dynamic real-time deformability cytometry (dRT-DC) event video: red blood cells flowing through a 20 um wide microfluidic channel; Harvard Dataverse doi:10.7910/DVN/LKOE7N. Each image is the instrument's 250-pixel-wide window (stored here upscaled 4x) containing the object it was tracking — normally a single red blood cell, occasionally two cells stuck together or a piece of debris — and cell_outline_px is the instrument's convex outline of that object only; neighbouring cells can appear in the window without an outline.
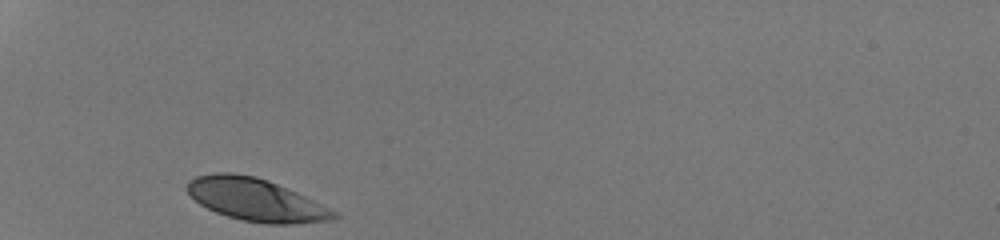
{"species": "human", "species_latin": "Homo sapiens", "temperature_condition": "room temperature", "stored_images_in_passage": 26, "camera_frame_rate_fps": 3000, "um_per_image_px": 0.085, "donor": {"sex": "male"}, "frame": {"image": 1, "passage_image": 1, "time_ms": 0.0, "image_size_px": [1000, 240], "cell_outline_px": [[340, 216], [336, 220], [292, 224], [268, 224], [244, 220], [228, 216], [216, 212], [200, 204], [184, 188], [188, 180], [196, 176], [212, 172], [232, 172], [256, 176], [268, 180], [296, 192], [340, 212]], "centroid_in_image_um": [21.77, 16.97], "position_along_channel_um": 63.2, "area_um2": 36.65}}
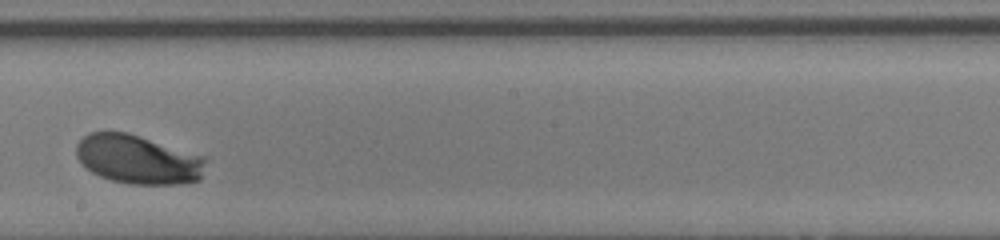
{"frame": {"image": 2, "passage_image": 15, "time_ms": 4.667, "image_size_px": [1000, 240], "cell_outline_px": [[208, 160], [200, 180], [180, 184], [132, 184], [112, 180], [100, 176], [92, 172], [76, 156], [76, 144], [88, 132], [128, 132], [208, 156]], "centroid_in_image_um": [11.8, 13.54], "position_along_channel_um": 236.4, "area_um2": 37.34}}
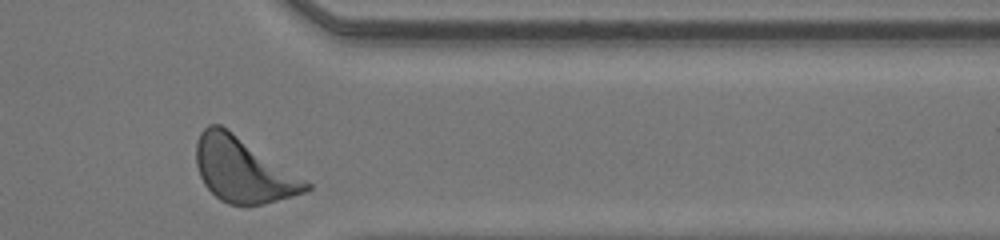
{"frame": {"image": 3, "passage_image": 26, "time_ms": 8.333, "image_size_px": [1000, 240], "cell_outline_px": [[312, 188], [308, 192], [264, 204], [228, 204], [220, 200], [204, 184], [200, 176], [196, 164], [196, 144], [200, 132], [208, 124], [220, 124], [312, 184]], "centroid_in_image_um": [20.65, 14.45], "position_along_channel_um": 390.7, "area_um2": 40.98}, "authors_computed_cell_mechanics": {"area_um2": 36.992, "velocity_mm_per_s": 4.2307, "shape_relaxation_time_tau1_ms": 1.541, "shape_relaxation_time_tau2_ms": null, "deformation_change_tau1": 0.1333, "deformation_change_tau2": null}}